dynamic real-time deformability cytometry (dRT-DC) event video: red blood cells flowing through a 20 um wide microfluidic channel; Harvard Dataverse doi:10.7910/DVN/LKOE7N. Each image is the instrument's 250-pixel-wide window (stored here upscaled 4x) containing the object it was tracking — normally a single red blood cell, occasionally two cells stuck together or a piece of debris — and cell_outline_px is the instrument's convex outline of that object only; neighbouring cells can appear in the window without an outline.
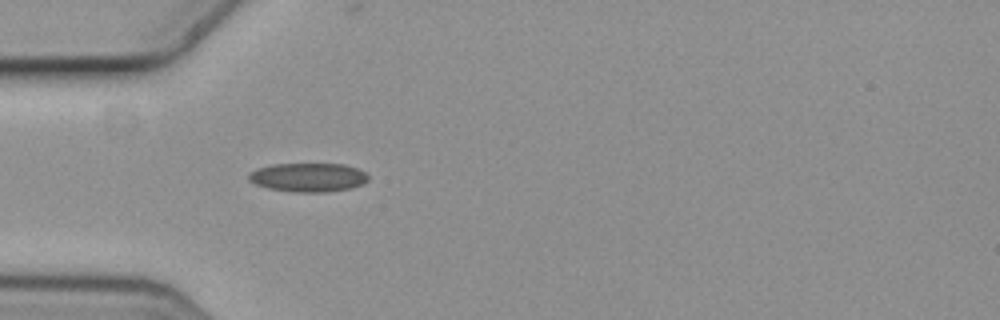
{"species": "common noctule bat (a hibernating species)", "species_latin": "Nyctalus noctula", "temperature_condition": "cold", "stored_images_in_passage": 4, "camera_frame_rate_fps": 3000, "um_per_image_px": 0.085, "animal": {"sex": "female", "body_mass_g": 19.3, "forearm_length_mm": 54.1}, "frame": {"image": 1, "passage_image": 4, "time_ms": 1.0, "image_size_px": [1000, 320], "cell_outline_px": [[368, 180], [352, 188], [324, 192], [292, 192], [268, 188], [256, 184], [248, 180], [248, 176], [256, 168], [272, 164], [344, 164], [356, 168], [364, 172], [368, 176]], "centroid_in_image_um": [26.18, 15.07], "position_along_channel_um": 58.8, "area_um2": 20.0}}